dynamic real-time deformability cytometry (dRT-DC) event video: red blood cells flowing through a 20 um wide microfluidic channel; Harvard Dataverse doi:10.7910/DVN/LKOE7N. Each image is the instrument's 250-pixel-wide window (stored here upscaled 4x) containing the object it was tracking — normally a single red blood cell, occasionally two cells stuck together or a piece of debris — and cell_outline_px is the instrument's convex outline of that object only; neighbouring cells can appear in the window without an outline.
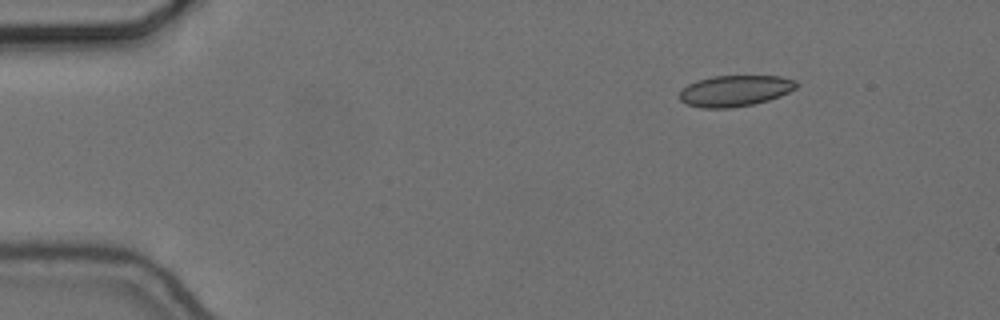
{"species": "common noctule bat (a hibernating species)", "species_latin": "Nyctalus noctula", "temperature_condition": "cold", "stored_images_in_passage": 9, "camera_frame_rate_fps": 3000, "um_per_image_px": 0.085, "animal": {"sex": "female", "body_mass_g": 24.6, "forearm_length_mm": 56.2}, "frame": {"image": 1, "passage_image": 1, "time_ms": 0.0, "image_size_px": [1000, 320], "cell_outline_px": [[800, 84], [796, 88], [780, 96], [768, 100], [752, 104], [732, 108], [700, 108], [688, 104], [680, 100], [680, 92], [688, 84], [712, 76], [780, 76], [796, 80]], "centroid_in_image_um": [62.51, 7.72], "position_along_channel_um": 22.5, "area_um2": 21.1}}